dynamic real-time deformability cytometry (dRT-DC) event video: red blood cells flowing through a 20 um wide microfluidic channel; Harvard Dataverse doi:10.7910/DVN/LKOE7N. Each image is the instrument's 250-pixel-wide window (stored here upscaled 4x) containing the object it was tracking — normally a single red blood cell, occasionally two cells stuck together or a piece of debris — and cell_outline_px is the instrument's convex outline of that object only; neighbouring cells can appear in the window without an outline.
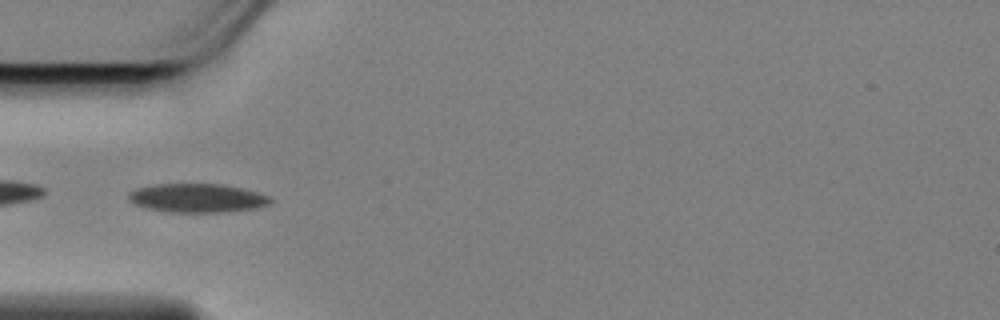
{"species": "Egyptian fruit bat (a non-hibernating species)", "species_latin": "Rousettus aegyptiacus", "temperature_condition": "cold", "stored_images_in_passage": 38, "camera_frame_rate_fps": 3000, "um_per_image_px": 0.085, "animal": {"sex": "female"}, "frame": {"image": 1, "passage_image": 1, "time_ms": 0.0, "image_size_px": [1000, 320], "cell_outline_px": [[272, 200], [268, 204], [260, 208], [228, 212], [164, 212], [144, 208], [132, 204], [128, 200], [128, 192], [136, 188], [156, 184], [220, 184], [240, 188], [272, 196]], "centroid_in_image_um": [16.73, 16.85], "position_along_channel_um": 68.3, "area_um2": 24.16}}
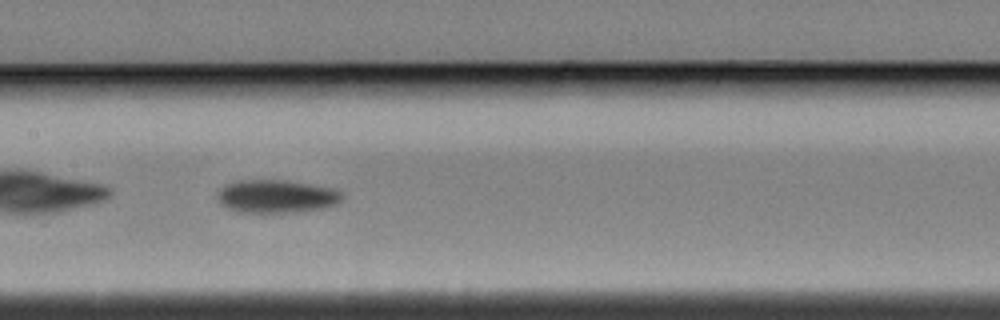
{"frame": {"image": 2, "passage_image": 11, "time_ms": 3.333, "image_size_px": [1000, 320], "cell_outline_px": [[344, 196], [336, 204], [324, 208], [296, 212], [236, 212], [224, 208], [220, 204], [216, 196], [220, 188], [224, 184], [240, 180], [284, 180], [332, 188], [340, 192]], "centroid_in_image_um": [23.43, 16.69], "position_along_channel_um": 184.0, "area_um2": 24.16}}
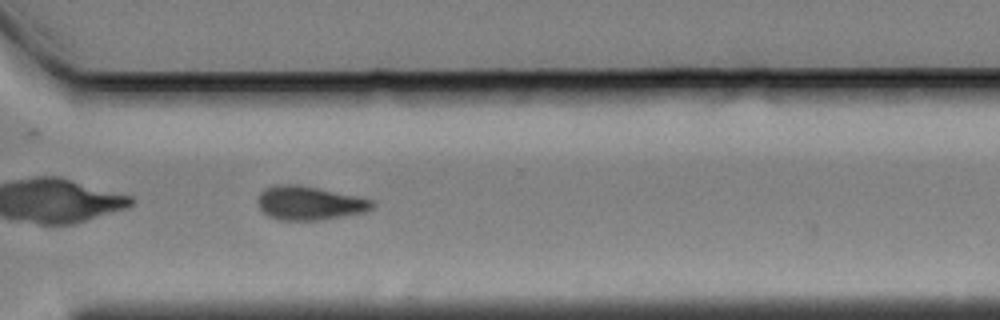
{"frame": {"image": 3, "passage_image": 25, "time_ms": 8.0, "image_size_px": [1000, 320], "cell_outline_px": [[376, 204], [372, 208], [364, 212], [344, 216], [320, 220], [276, 220], [268, 216], [260, 208], [260, 192], [264, 188], [276, 184], [300, 184], [372, 200]], "centroid_in_image_um": [26.29, 17.26], "position_along_channel_um": 344.3, "area_um2": 22.37}, "authors_computed_cell_mechanics": {"area_um2": 23.2934, "velocity_mm_per_s": 3.4427, "shape_relaxation_time_tau1_ms": 3.1961, "shape_relaxation_time_tau2_ms": null, "deformation_change_tau1": 0.0908, "deformation_change_tau2": null}}